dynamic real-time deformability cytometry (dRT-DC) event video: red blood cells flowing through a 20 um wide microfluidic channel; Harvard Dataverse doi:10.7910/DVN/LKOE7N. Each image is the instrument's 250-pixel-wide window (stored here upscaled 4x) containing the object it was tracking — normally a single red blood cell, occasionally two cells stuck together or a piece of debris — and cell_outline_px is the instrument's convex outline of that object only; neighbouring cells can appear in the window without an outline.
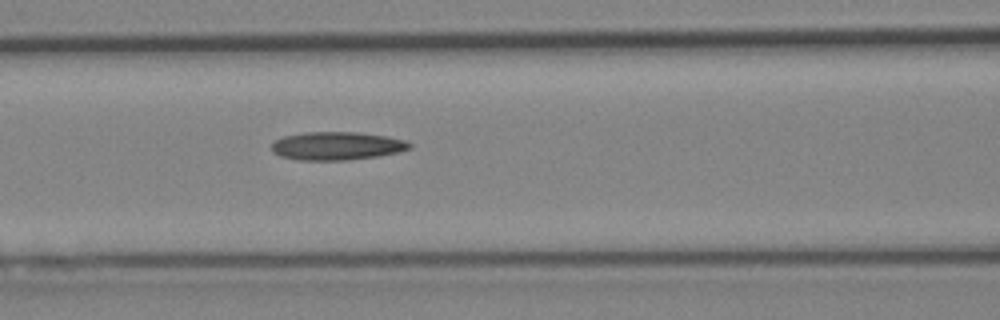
{"species": "Egyptian fruit bat (a non-hibernating species)", "species_latin": "Rousettus aegyptiacus", "temperature_condition": "cold", "stored_images_in_passage": 5, "camera_frame_rate_fps": 3000, "um_per_image_px": 0.085, "animal": {"sex": "female"}, "frame": {"image": 1, "passage_image": 5, "time_ms": 6.0, "image_size_px": [1000, 320], "cell_outline_px": [[412, 148], [400, 152], [376, 156], [348, 160], [296, 160], [280, 156], [272, 152], [272, 144], [276, 140], [284, 136], [304, 132], [356, 132], [384, 136], [404, 140], [412, 144]], "centroid_in_image_um": [28.62, 12.41], "position_along_channel_um": 138.0, "area_um2": 22.66}}